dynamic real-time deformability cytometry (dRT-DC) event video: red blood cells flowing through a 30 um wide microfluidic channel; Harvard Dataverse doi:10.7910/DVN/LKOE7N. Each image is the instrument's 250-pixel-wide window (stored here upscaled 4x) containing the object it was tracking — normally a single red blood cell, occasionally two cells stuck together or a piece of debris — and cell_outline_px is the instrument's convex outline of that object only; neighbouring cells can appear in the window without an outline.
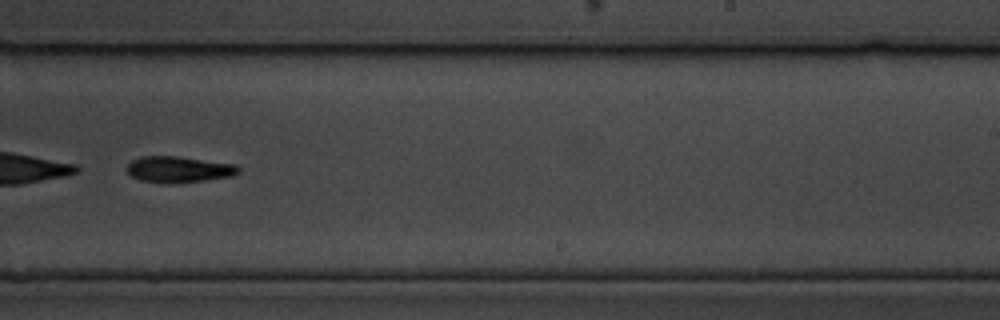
{"species": "common noctule bat (a hibernating species)", "species_latin": "Nyctalus noctula", "temperature_condition": "cold", "stored_images_in_passage": 59, "segment_of_instrument_passage": [2, 2], "camera_frame_rate_fps": 3000, "um_per_image_px": 0.085, "animal": {"sex": "male", "body_mass_g": 19.5, "forearm_length_mm": 54.6}, "frame": {"image": 1, "passage_image": 38, "time_ms": 12.333, "image_size_px": [1000, 320], "cell_outline_px": [[240, 172], [232, 176], [204, 180], [140, 180], [132, 176], [124, 168], [132, 160], [140, 156], [176, 156], [236, 164], [240, 168]], "centroid_in_image_um": [15.21, 14.34], "position_along_channel_um": 273.8, "area_um2": 16.18}}